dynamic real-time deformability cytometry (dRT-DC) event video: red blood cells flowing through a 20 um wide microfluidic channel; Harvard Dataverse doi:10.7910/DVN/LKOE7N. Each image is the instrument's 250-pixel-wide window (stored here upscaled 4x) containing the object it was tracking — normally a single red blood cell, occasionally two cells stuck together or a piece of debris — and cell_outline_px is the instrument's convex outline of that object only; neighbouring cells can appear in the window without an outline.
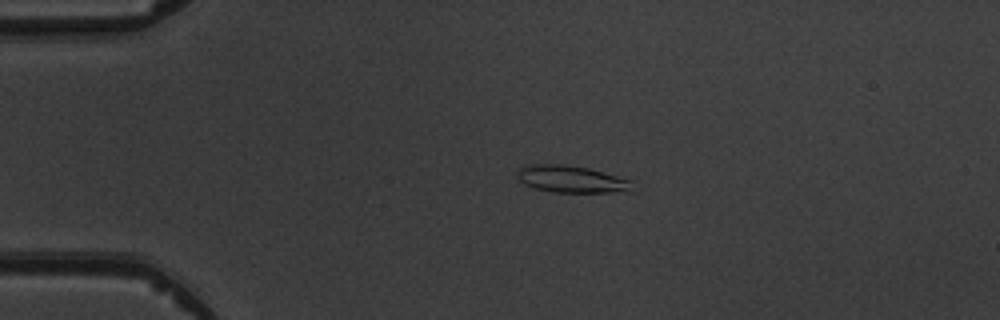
{"species": "common noctule bat (a hibernating species)", "species_latin": "Nyctalus noctula", "temperature_condition": "warm", "stored_images_in_passage": 2, "camera_frame_rate_fps": 3000, "um_per_image_px": 0.085, "animal": {"sex": "male", "body_mass_g": 19.5, "forearm_length_mm": 54.6}, "frame": {"image": 1, "passage_image": 1, "time_ms": 0.0, "image_size_px": [1000, 320], "cell_outline_px": [[636, 180], [632, 192], [552, 192], [536, 188], [524, 184], [516, 176], [520, 168], [524, 164], [560, 164], [588, 168]], "centroid_in_image_um": [48.66, 15.23], "position_along_channel_um": 36.3, "area_um2": 18.5}}